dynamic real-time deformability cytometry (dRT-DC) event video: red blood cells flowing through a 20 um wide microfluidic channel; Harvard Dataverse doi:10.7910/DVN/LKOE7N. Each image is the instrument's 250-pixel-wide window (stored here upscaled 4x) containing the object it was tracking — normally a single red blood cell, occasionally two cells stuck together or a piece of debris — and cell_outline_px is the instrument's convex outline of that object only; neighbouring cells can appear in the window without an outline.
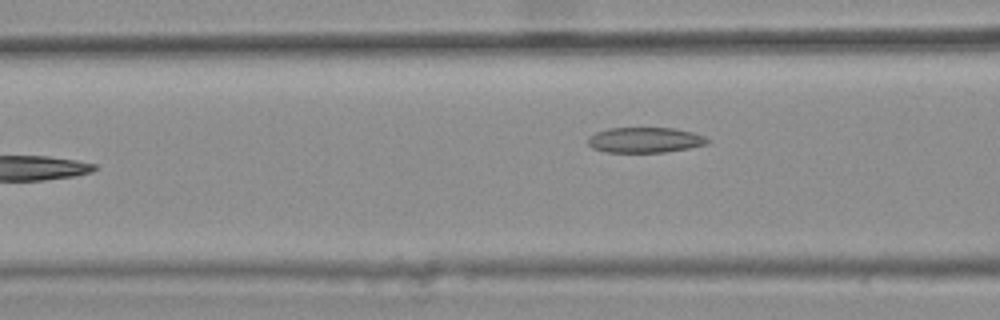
{"species": "common noctule bat (a hibernating species)", "species_latin": "Nyctalus noctula", "temperature_condition": "warm", "stored_images_in_passage": 7, "camera_frame_rate_fps": 3000, "um_per_image_px": 0.085, "animal": {"sex": "female", "body_mass_g": 25.1}, "frame": {"image": 1, "passage_image": 7, "time_ms": 2.0, "image_size_px": [1000, 320], "cell_outline_px": [[712, 140], [708, 144], [688, 148], [664, 152], [608, 152], [592, 148], [588, 144], [588, 136], [596, 132], [608, 128], [676, 128], [692, 132], [704, 136]], "centroid_in_image_um": [54.84, 11.89], "position_along_channel_um": 111.8, "area_um2": 17.74}}